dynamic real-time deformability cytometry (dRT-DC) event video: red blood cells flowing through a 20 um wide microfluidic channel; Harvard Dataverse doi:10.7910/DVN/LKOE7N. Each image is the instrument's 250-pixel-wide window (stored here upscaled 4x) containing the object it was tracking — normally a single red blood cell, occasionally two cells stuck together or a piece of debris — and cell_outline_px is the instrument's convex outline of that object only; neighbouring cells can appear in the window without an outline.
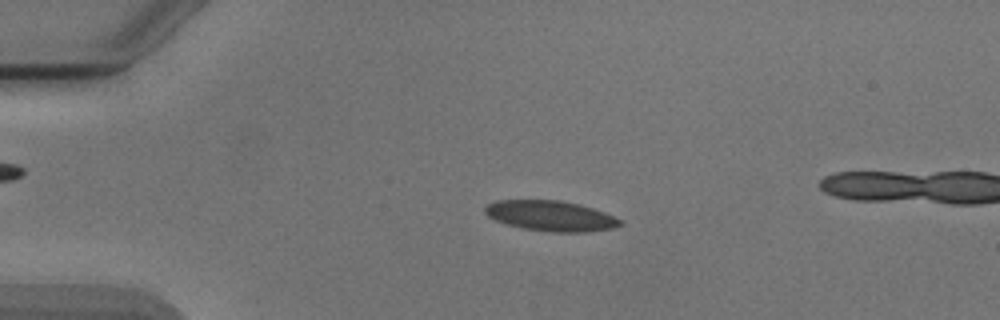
{"species": "Egyptian fruit bat (a non-hibernating species)", "species_latin": "Rousettus aegyptiacus", "temperature_condition": "cold", "stored_images_in_passage": 50, "camera_frame_rate_fps": 3000, "um_per_image_px": 0.085, "animal": {"sex": "male"}, "frame": {"image": 1, "passage_image": 12, "time_ms": 3.667, "image_size_px": [1000, 320], "cell_outline_px": [[624, 224], [612, 228], [588, 232], [552, 232], [524, 228], [508, 224], [496, 220], [488, 216], [484, 212], [484, 208], [488, 204], [496, 200], [560, 200], [580, 204], [604, 212], [620, 220]], "centroid_in_image_um": [46.81, 18.34], "position_along_channel_um": 38.2, "area_um2": 23.76}}
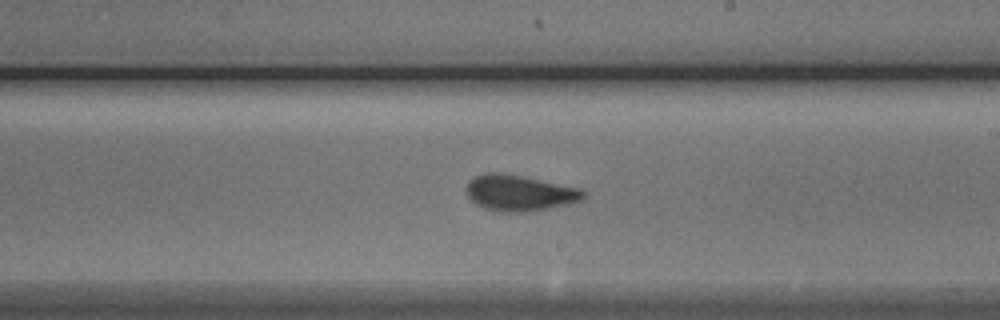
{"frame": {"image": 2, "passage_image": 31, "time_ms": 10.0, "image_size_px": [1000, 320], "cell_outline_px": [[584, 196], [580, 200], [568, 204], [528, 212], [500, 212], [484, 208], [476, 204], [468, 196], [464, 188], [468, 180], [476, 176], [488, 172], [496, 172], [520, 176], [580, 188], [584, 192]], "centroid_in_image_um": [44.09, 16.41], "position_along_channel_um": 244.9, "area_um2": 24.33}}
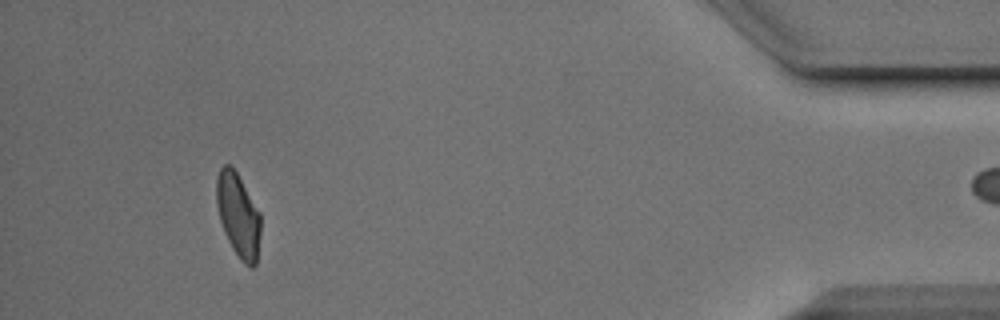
{"frame": {"image": 3, "passage_image": 49, "time_ms": 16.0, "image_size_px": [1000, 320], "cell_outline_px": [[260, 232], [256, 264], [252, 268], [244, 264], [240, 260], [232, 248], [224, 232], [220, 220], [216, 204], [216, 176], [220, 168], [224, 164], [228, 164], [236, 172], [260, 212]], "centroid_in_image_um": [20.23, 18.3], "position_along_channel_um": 415.0, "area_um2": 21.5}}